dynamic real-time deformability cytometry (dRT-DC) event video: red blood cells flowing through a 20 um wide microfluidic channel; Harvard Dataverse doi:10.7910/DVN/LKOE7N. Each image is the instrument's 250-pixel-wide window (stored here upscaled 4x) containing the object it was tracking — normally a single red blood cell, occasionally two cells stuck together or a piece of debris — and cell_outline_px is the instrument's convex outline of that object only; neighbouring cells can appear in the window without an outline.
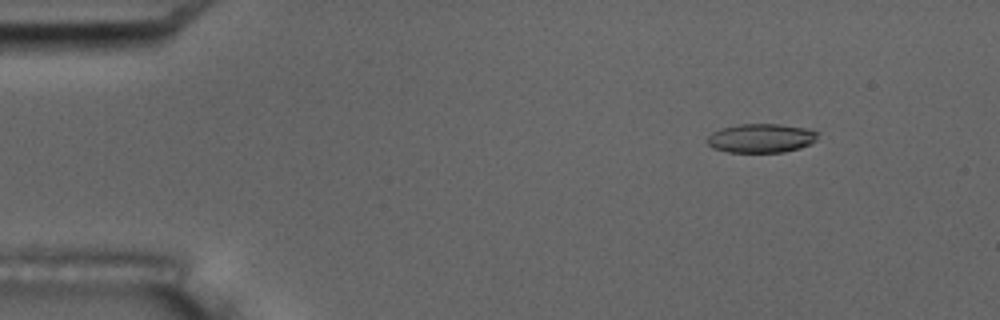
{"species": "common noctule bat (a hibernating species)", "species_latin": "Nyctalus noctula", "temperature_condition": "room temperature", "stored_images_in_passage": 6, "camera_frame_rate_fps": 3000, "um_per_image_px": 0.085, "animal": {"sex": "male", "body_mass_g": 17.5, "forearm_length_mm": 52.3}, "frame": {"image": 1, "passage_image": 2, "time_ms": 1.333, "image_size_px": [1000, 320], "cell_outline_px": [[820, 132], [816, 140], [800, 148], [784, 152], [728, 152], [712, 148], [704, 140], [712, 132], [720, 128], [740, 124], [780, 124], [808, 128]], "centroid_in_image_um": [64.68, 11.74], "position_along_channel_um": 20.3, "area_um2": 18.9}}